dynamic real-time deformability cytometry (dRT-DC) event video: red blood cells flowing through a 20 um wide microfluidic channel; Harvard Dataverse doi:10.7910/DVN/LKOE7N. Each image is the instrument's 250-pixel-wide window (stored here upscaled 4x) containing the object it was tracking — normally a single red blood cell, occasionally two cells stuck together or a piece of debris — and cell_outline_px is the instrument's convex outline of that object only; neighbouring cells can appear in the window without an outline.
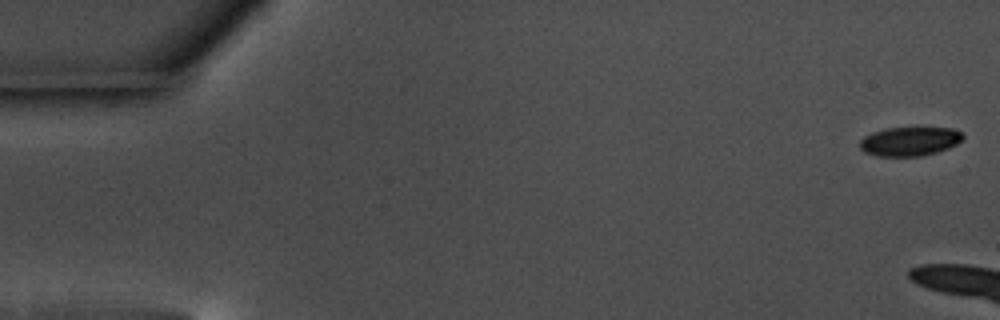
{"species": "common noctule bat (a hibernating species)", "species_latin": "Nyctalus noctula", "temperature_condition": "warm", "stored_images_in_passage": 8, "camera_frame_rate_fps": 3000, "um_per_image_px": 0.085, "animal": {"sex": "male", "body_mass_g": 17.5, "forearm_length_mm": 52.3}, "frame": {"image": 1, "passage_image": 1, "time_ms": 0.0, "image_size_px": [1000, 320], "cell_outline_px": [[964, 136], [956, 144], [948, 148], [924, 156], [876, 156], [864, 152], [860, 148], [860, 140], [864, 136], [872, 132], [888, 128], [952, 128], [960, 132]], "centroid_in_image_um": [77.29, 12.02], "position_along_channel_um": 7.7, "area_um2": 17.34}}